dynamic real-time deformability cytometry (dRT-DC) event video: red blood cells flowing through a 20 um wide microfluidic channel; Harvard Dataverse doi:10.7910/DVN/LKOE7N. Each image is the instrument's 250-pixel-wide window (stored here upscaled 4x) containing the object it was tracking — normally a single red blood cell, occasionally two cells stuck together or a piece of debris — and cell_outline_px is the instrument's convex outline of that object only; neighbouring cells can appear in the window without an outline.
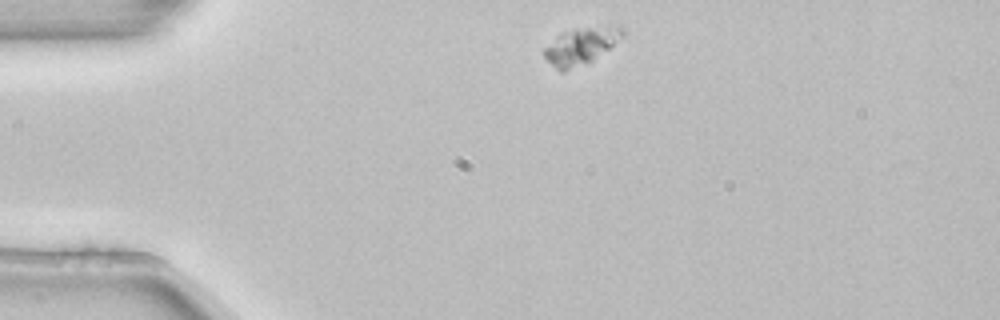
{"species": "common noctule bat (a hibernating species)", "species_latin": "Nyctalus noctula", "temperature_condition": "room temperature", "stored_images_in_passage": 3, "camera_frame_rate_fps": 3000, "um_per_image_px": 0.085, "animal": {"sex": "female", "body_mass_g": 22.7, "forearm_length_mm": 54.2}, "frame": {"image": 1, "passage_image": 1, "time_ms": 0.0, "image_size_px": [1000, 320], "cell_outline_px": [[624, 36], [592, 60], [564, 72], [560, 72], [544, 56], [544, 48], [556, 36], [564, 32], [576, 28], [608, 24], [620, 24], [624, 28]], "centroid_in_image_um": [49.43, 3.85], "position_along_channel_um": 35.6, "area_um2": 16.88}}
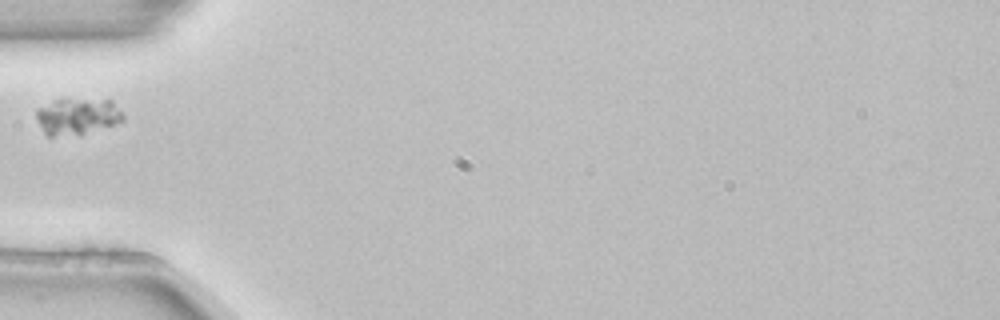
{"frame": {"image": 2, "passage_image": 3, "time_ms": 0.667, "image_size_px": [1000, 320], "cell_outline_px": [[124, 120], [80, 136], [48, 136], [44, 132], [36, 120], [36, 108], [52, 100], [112, 100], [124, 116]], "centroid_in_image_um": [6.53, 9.92], "position_along_channel_um": 78.5, "area_um2": 18.55}}